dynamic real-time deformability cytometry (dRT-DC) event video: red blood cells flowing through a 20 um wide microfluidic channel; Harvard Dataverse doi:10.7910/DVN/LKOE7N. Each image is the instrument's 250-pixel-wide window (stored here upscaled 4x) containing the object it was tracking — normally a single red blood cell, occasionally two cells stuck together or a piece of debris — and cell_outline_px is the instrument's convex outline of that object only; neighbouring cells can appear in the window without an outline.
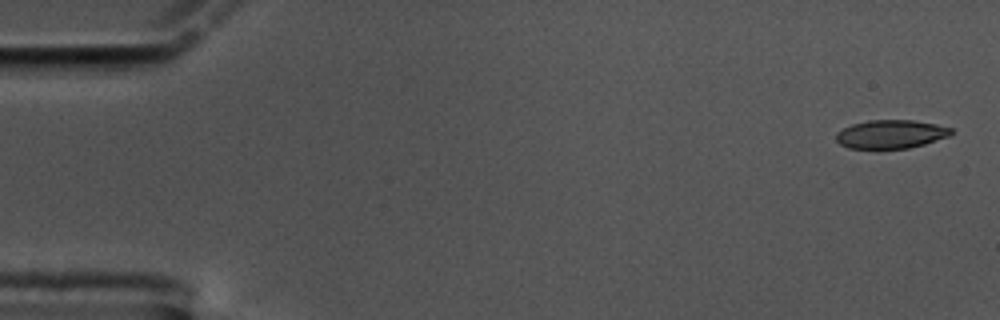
{"species": "common noctule bat (a hibernating species)", "species_latin": "Nyctalus noctula", "temperature_condition": "cold", "stored_images_in_passage": 14, "camera_frame_rate_fps": 3000, "um_per_image_px": 0.085, "animal": {"sex": "male", "body_mass_g": 17.5, "forearm_length_mm": 52.3}, "frame": {"image": 1, "passage_image": 1, "time_ms": 0.0, "image_size_px": [1000, 320], "cell_outline_px": [[952, 132], [948, 136], [924, 144], [908, 148], [848, 148], [840, 144], [836, 140], [836, 132], [852, 124], [868, 120], [912, 120], [936, 124], [952, 128]], "centroid_in_image_um": [75.7, 11.4], "position_along_channel_um": 9.3, "area_um2": 18.96}}
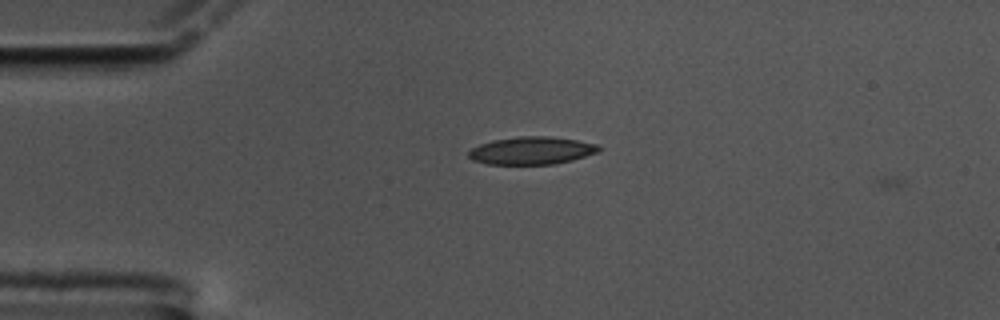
{"frame": {"image": 2, "passage_image": 13, "time_ms": 4.0, "image_size_px": [1000, 320], "cell_outline_px": [[600, 152], [572, 160], [556, 164], [488, 164], [472, 160], [468, 156], [468, 152], [472, 148], [480, 144], [492, 140], [520, 136], [548, 136], [576, 140], [600, 144]], "centroid_in_image_um": [45.21, 12.8], "position_along_channel_um": 39.8, "area_um2": 21.1}}